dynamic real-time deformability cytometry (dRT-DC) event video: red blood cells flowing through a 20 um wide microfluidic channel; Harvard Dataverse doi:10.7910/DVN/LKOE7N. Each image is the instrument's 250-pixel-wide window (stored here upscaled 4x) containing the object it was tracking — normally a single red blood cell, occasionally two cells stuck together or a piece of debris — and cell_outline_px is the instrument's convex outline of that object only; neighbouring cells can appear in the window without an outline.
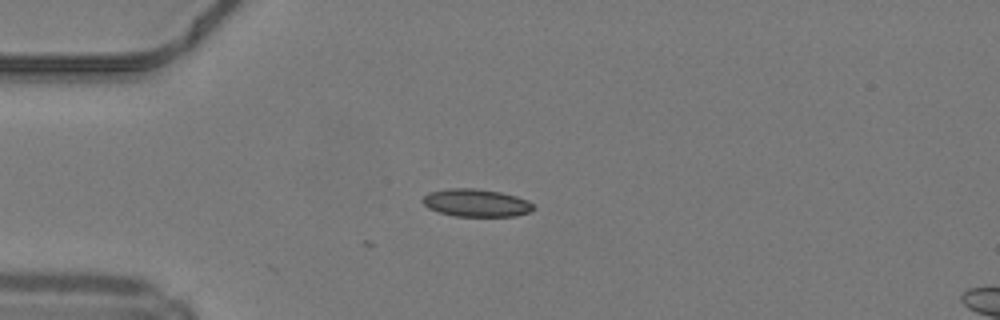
{"species": "common noctule bat (a hibernating species)", "species_latin": "Nyctalus noctula", "temperature_condition": "warm", "stored_images_in_passage": 4, "camera_frame_rate_fps": 3000, "um_per_image_px": 0.085, "animal": {"sex": "male", "body_mass_g": 19.2, "forearm_length_mm": 51.8}, "frame": {"image": 1, "passage_image": 1, "time_ms": 0.0, "image_size_px": [1000, 320], "cell_outline_px": [[536, 208], [528, 212], [516, 216], [452, 216], [428, 208], [420, 200], [428, 192], [448, 188], [476, 188], [500, 192], [516, 196], [528, 200]], "centroid_in_image_um": [40.45, 17.24], "position_along_channel_um": 44.5, "area_um2": 17.98}}